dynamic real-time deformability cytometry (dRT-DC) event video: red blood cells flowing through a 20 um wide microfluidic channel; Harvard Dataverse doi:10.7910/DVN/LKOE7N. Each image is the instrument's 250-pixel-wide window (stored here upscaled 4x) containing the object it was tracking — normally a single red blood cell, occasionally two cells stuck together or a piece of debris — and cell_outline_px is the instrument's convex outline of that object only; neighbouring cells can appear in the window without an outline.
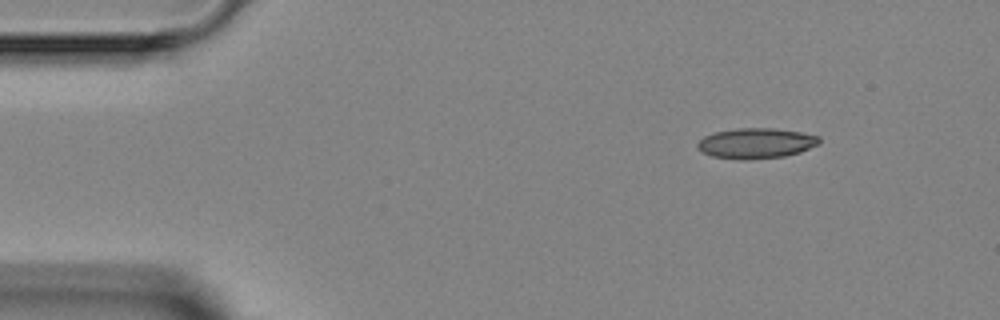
{"species": "Egyptian fruit bat (a non-hibernating species)", "species_latin": "Rousettus aegyptiacus", "temperature_condition": "room temperature", "stored_images_in_passage": 3, "camera_frame_rate_fps": 3000, "um_per_image_px": 0.085, "animal": {"sex": "female"}, "frame": {"image": 1, "passage_image": 1, "time_ms": 0.0, "image_size_px": [1000, 320], "cell_outline_px": [[820, 144], [800, 152], [784, 156], [748, 160], [740, 160], [712, 156], [696, 148], [696, 144], [704, 136], [712, 132], [736, 128], [776, 128], [800, 132], [820, 136]], "centroid_in_image_um": [64.26, 12.17], "position_along_channel_um": 20.7, "area_um2": 21.79}}